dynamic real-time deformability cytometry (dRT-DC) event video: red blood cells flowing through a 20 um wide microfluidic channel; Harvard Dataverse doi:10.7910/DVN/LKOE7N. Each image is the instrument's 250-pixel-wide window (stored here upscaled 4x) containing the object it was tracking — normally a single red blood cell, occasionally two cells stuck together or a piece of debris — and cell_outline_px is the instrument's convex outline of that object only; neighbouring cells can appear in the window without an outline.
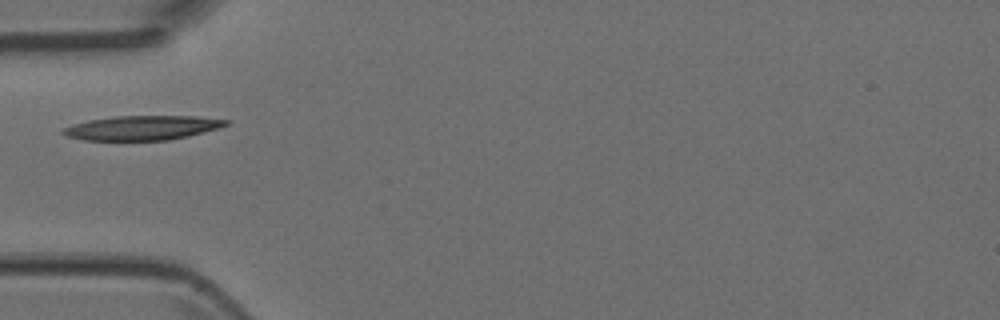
{"species": "Egyptian fruit bat (a non-hibernating species)", "species_latin": "Rousettus aegyptiacus", "temperature_condition": "room temperature", "stored_images_in_passage": 3, "camera_frame_rate_fps": 3000, "um_per_image_px": 0.085, "animal": {"sex": "female"}, "frame": {"image": 1, "passage_image": 2, "time_ms": 0.333, "image_size_px": [1000, 320], "cell_outline_px": [[232, 120], [228, 124], [216, 128], [188, 136], [168, 140], [84, 140], [68, 136], [60, 132], [64, 128], [72, 124], [88, 120], [116, 116], [196, 116]], "centroid_in_image_um": [12.08, 10.86], "position_along_channel_um": 72.9, "area_um2": 23.0}}
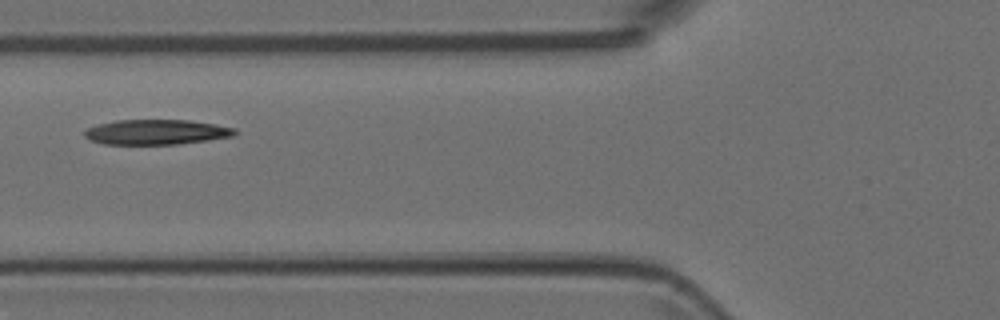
{"frame": {"image": 2, "passage_image": 3, "time_ms": 0.667, "image_size_px": [1000, 320], "cell_outline_px": [[236, 132], [232, 136], [208, 140], [176, 144], [104, 144], [92, 140], [84, 136], [84, 132], [88, 128], [100, 124], [116, 120], [188, 120], [216, 124], [236, 128]], "centroid_in_image_um": [13.31, 11.22], "position_along_channel_um": 112.5, "area_um2": 21.73}}